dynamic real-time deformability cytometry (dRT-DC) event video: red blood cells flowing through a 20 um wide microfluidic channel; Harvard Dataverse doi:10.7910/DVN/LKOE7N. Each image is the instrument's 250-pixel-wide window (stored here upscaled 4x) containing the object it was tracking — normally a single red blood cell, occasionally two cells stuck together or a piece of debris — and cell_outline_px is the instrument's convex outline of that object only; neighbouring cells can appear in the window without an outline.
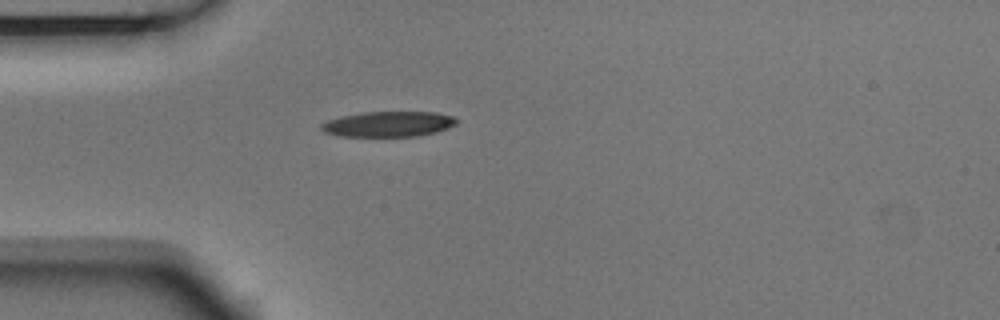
{"species": "Egyptian fruit bat (a non-hibernating species)", "species_latin": "Rousettus aegyptiacus", "temperature_condition": "room temperature", "stored_images_in_passage": 33, "camera_frame_rate_fps": 3000, "um_per_image_px": 0.085, "animal": {"sex": "male"}, "frame": {"image": 1, "passage_image": 1, "time_ms": 0.0, "image_size_px": [1000, 320], "cell_outline_px": [[460, 120], [456, 124], [448, 128], [436, 132], [416, 136], [340, 136], [324, 132], [320, 128], [320, 124], [328, 120], [340, 116], [364, 112], [436, 112], [452, 116]], "centroid_in_image_um": [33.02, 10.54], "position_along_channel_um": 52.0, "area_um2": 20.06}}
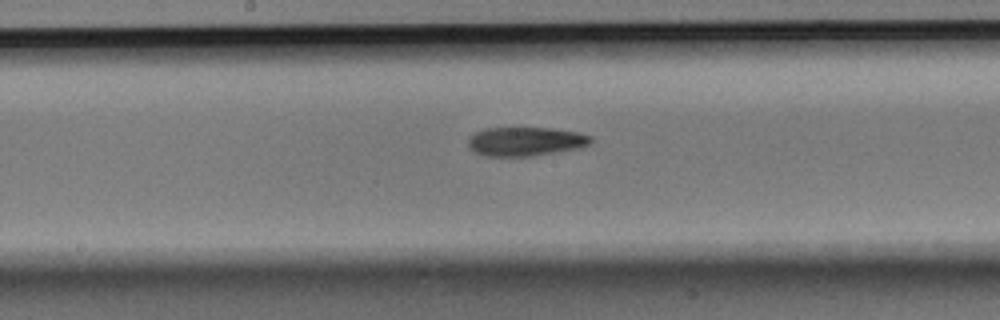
{"frame": {"image": 2, "passage_image": 14, "time_ms": 4.333, "image_size_px": [1000, 320], "cell_outline_px": [[592, 140], [588, 144], [580, 148], [532, 156], [484, 156], [472, 152], [468, 148], [468, 140], [476, 132], [488, 128], [552, 128], [576, 132], [592, 136]], "centroid_in_image_um": [44.65, 12.03], "position_along_channel_um": 203.6, "area_um2": 20.69}}
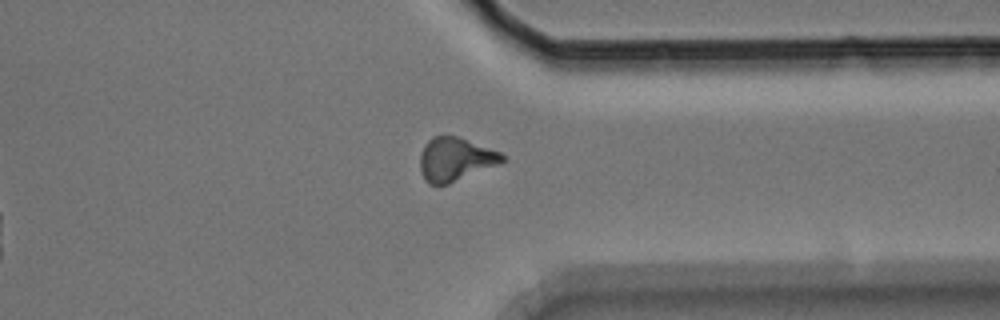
{"frame": {"image": 3, "passage_image": 28, "time_ms": 9.0, "image_size_px": [1000, 320], "cell_outline_px": [[508, 160], [500, 164], [448, 184], [428, 184], [424, 180], [420, 172], [420, 152], [424, 144], [432, 136], [456, 136], [500, 152]], "centroid_in_image_um": [38.68, 13.55], "position_along_channel_um": 372.7, "area_um2": 20.92}, "authors_computed_cell_mechanics": {"area_um2": 20.6924, "velocity_mm_per_s": 3.677, "shape_relaxation_time_tau1_ms": 7.3786, "shape_relaxation_time_tau2_ms": null, "deformation_change_tau1": 0.2007, "deformation_change_tau2": null}}